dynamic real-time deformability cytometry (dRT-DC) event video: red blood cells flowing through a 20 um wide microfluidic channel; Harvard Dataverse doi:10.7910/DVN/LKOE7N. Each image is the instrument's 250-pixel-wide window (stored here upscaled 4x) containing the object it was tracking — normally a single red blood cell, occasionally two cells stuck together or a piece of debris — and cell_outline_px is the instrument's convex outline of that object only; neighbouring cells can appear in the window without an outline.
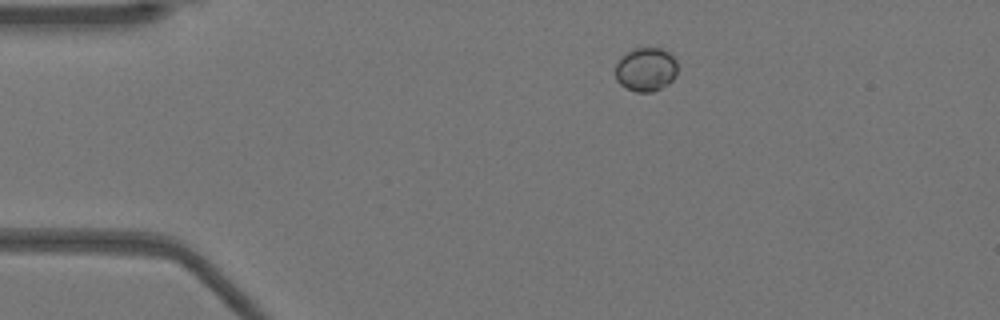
{"species": "Egyptian fruit bat (a non-hibernating species)", "species_latin": "Rousettus aegyptiacus", "temperature_condition": "warm", "stored_images_in_passage": 43, "camera_frame_rate_fps": 3000, "um_per_image_px": 0.085, "animal": {"sex": "female"}, "frame": {"image": 1, "passage_image": 1, "time_ms": 0.0, "image_size_px": [1000, 320], "cell_outline_px": [[676, 76], [668, 84], [652, 92], [636, 92], [620, 84], [616, 80], [616, 64], [628, 52], [636, 48], [660, 48], [668, 52], [676, 60]], "centroid_in_image_um": [54.91, 5.91], "position_along_channel_um": 30.1, "area_um2": 15.61}}
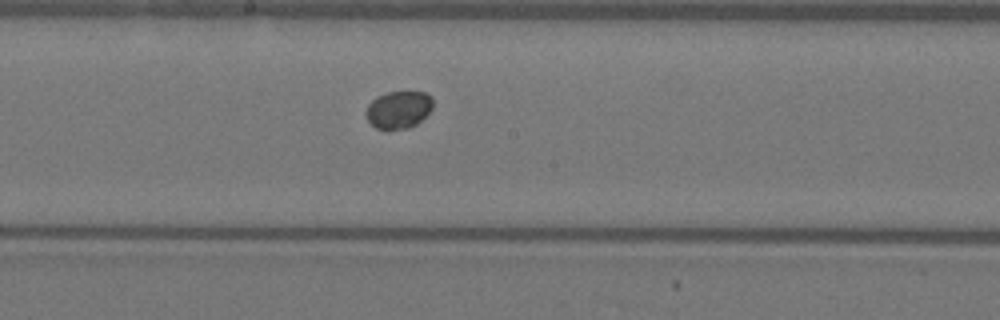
{"frame": {"image": 2, "passage_image": 19, "time_ms": 6.0, "image_size_px": [1000, 320], "cell_outline_px": [[432, 108], [416, 124], [408, 128], [376, 128], [368, 120], [364, 112], [368, 104], [372, 100], [388, 92], [424, 92], [432, 96]], "centroid_in_image_um": [33.87, 9.3], "position_along_channel_um": 214.3, "area_um2": 14.28}}
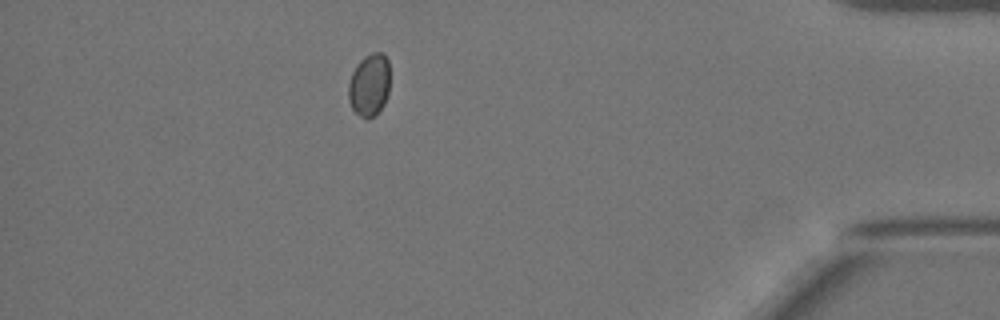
{"frame": {"image": 3, "passage_image": 37, "time_ms": 12.0, "image_size_px": [1000, 320], "cell_outline_px": [[388, 92], [384, 104], [376, 116], [368, 120], [360, 116], [352, 108], [348, 100], [348, 84], [352, 72], [356, 64], [364, 56], [372, 52], [380, 52], [388, 60]], "centroid_in_image_um": [31.37, 7.24], "position_along_channel_um": 403.8, "area_um2": 15.26}}